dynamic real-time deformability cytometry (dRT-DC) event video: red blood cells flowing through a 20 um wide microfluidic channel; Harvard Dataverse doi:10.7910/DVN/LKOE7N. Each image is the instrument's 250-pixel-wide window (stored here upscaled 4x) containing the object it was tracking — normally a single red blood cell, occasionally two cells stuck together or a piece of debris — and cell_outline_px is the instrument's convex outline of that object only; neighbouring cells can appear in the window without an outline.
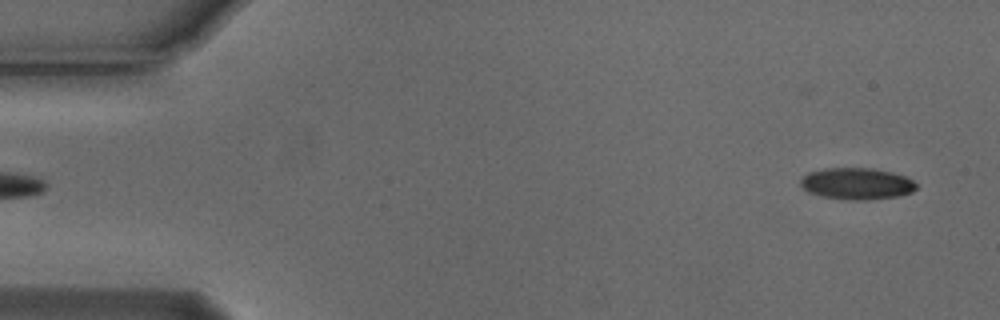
{"species": "Egyptian fruit bat (a non-hibernating species)", "species_latin": "Rousettus aegyptiacus", "temperature_condition": "cold", "stored_images_in_passage": 2, "segment_of_instrument_passage": [2, 2], "camera_frame_rate_fps": 3000, "um_per_image_px": 0.085, "animal": {"sex": "male"}, "frame": {"image": 1, "passage_image": 2, "time_ms": 0.333, "image_size_px": [1000, 320], "cell_outline_px": [[916, 188], [912, 192], [896, 196], [868, 200], [852, 200], [820, 196], [808, 192], [800, 184], [800, 180], [808, 172], [824, 168], [872, 168], [892, 172], [904, 176], [912, 180], [916, 184]], "centroid_in_image_um": [72.8, 15.61], "position_along_channel_um": 12.2, "area_um2": 21.27}}